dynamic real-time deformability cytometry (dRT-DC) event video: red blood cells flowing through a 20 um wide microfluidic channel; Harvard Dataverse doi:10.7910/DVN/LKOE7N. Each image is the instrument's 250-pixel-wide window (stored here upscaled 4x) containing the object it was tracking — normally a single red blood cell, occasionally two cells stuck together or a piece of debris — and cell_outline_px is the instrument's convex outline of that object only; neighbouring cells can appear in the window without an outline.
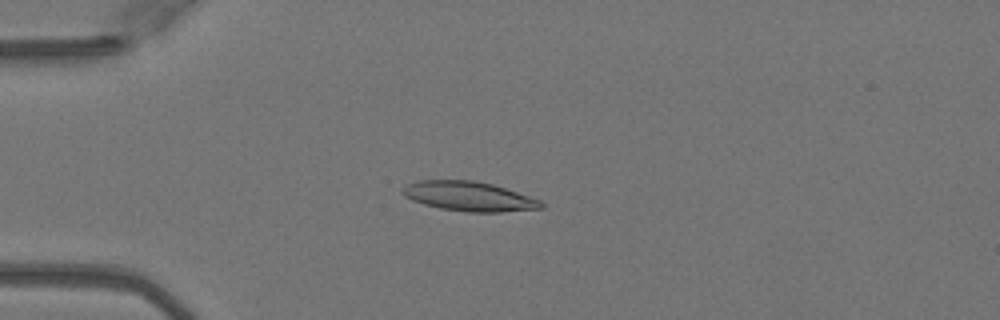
{"species": "Egyptian fruit bat (a non-hibernating species)", "species_latin": "Rousettus aegyptiacus", "temperature_condition": "warm", "stored_images_in_passage": 8, "camera_frame_rate_fps": 3000, "um_per_image_px": 0.085, "animal": {"sex": "female"}, "frame": {"image": 1, "passage_image": 2, "time_ms": 0.333, "image_size_px": [1000, 320], "cell_outline_px": [[544, 208], [500, 212], [468, 212], [440, 208], [424, 204], [412, 200], [404, 196], [400, 192], [408, 184], [420, 180], [472, 180], [492, 184], [540, 200], [544, 204]], "centroid_in_image_um": [39.85, 16.69], "position_along_channel_um": 45.1, "area_um2": 23.64}}
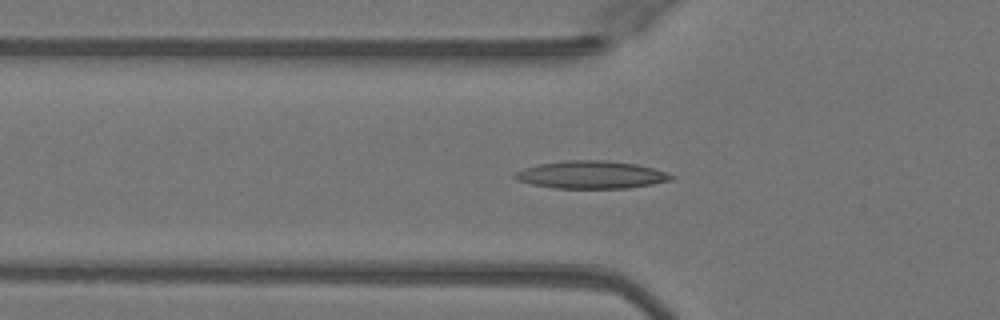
{"frame": {"image": 2, "passage_image": 6, "time_ms": 1.667, "image_size_px": [1000, 320], "cell_outline_px": [[676, 176], [672, 180], [652, 184], [628, 188], [552, 188], [532, 184], [516, 180], [512, 176], [516, 172], [524, 168], [536, 164], [564, 160], [604, 160], [636, 164], [652, 168]], "centroid_in_image_um": [50.22, 14.85], "position_along_channel_um": 75.6, "area_um2": 25.26}}